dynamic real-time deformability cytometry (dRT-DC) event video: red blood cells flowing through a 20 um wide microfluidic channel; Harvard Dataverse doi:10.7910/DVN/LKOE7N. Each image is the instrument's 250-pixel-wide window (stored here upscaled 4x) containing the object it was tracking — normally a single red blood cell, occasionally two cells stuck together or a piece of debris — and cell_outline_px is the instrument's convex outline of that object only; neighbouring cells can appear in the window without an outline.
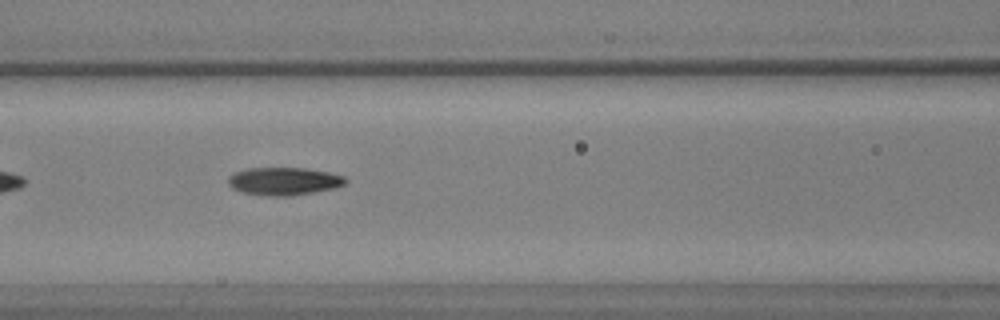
{"species": "common noctule bat (a hibernating species)", "species_latin": "Nyctalus noctula", "temperature_condition": "warm", "stored_images_in_passage": 37, "camera_frame_rate_fps": 3000, "um_per_image_px": 0.085, "animal": {"sex": "male", "body_mass_g": 17.9, "forearm_length_mm": 54.2}, "frame": {"image": 1, "passage_image": 8, "time_ms": 2.333, "image_size_px": [1000, 320], "cell_outline_px": [[348, 180], [344, 184], [336, 188], [288, 196], [268, 196], [244, 192], [232, 188], [228, 184], [228, 176], [236, 172], [248, 168], [304, 168], [328, 172], [344, 176]], "centroid_in_image_um": [24.14, 15.4], "position_along_channel_um": 142.5, "area_um2": 18.9}}
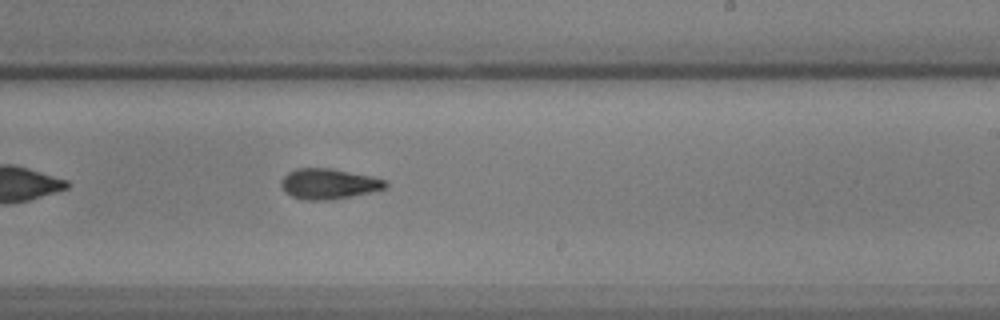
{"frame": {"image": 2, "passage_image": 17, "time_ms": 5.333, "image_size_px": [1000, 320], "cell_outline_px": [[388, 184], [384, 188], [352, 196], [328, 200], [304, 200], [292, 196], [284, 192], [280, 184], [280, 180], [288, 172], [296, 168], [328, 168], [388, 180]], "centroid_in_image_um": [27.87, 15.63], "position_along_channel_um": 261.1, "area_um2": 18.32}}
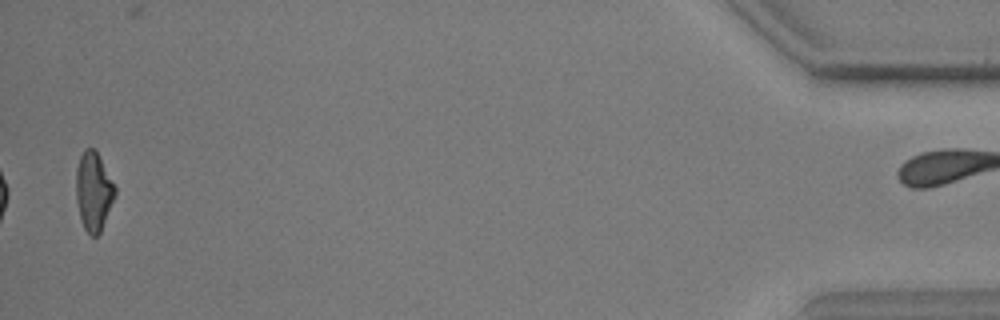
{"frame": {"image": 3, "passage_image": 36, "time_ms": 11.667, "image_size_px": [1000, 320], "cell_outline_px": [[116, 192], [100, 232], [96, 236], [92, 236], [84, 228], [80, 220], [76, 200], [76, 168], [80, 156], [84, 148], [96, 148], [116, 188]], "centroid_in_image_um": [7.93, 16.22], "position_along_channel_um": 427.3, "area_um2": 17.86}, "authors_computed_cell_mechanics": {"area_um2": 18.3226, "velocity_mm_per_s": 3.9657, "shape_relaxation_time_tau1_ms": 4.9642, "shape_relaxation_time_tau2_ms": 1.9047, "deformation_change_tau1": 0.1886, "deformation_change_tau2": 0.0879}}